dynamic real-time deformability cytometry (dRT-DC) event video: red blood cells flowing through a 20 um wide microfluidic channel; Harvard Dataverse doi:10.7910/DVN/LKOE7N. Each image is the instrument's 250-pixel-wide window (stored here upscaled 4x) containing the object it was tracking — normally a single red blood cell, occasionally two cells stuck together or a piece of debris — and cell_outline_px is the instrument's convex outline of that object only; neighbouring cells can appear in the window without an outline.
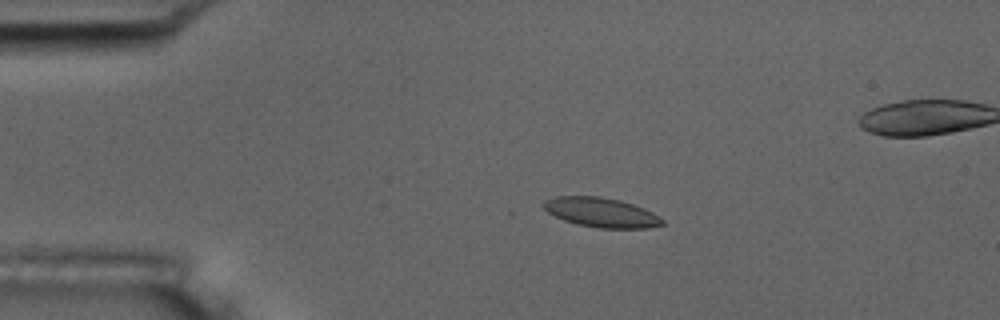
{"species": "common noctule bat (a hibernating species)", "species_latin": "Nyctalus noctula", "temperature_condition": "room temperature", "stored_images_in_passage": 5, "camera_frame_rate_fps": 3000, "um_per_image_px": 0.085, "animal": {"sex": "male", "body_mass_g": 17.5, "forearm_length_mm": 52.3}, "frame": {"image": 1, "passage_image": 3, "time_ms": 0.667, "image_size_px": [1000, 320], "cell_outline_px": [[664, 224], [648, 228], [600, 228], [576, 224], [564, 220], [548, 212], [540, 204], [544, 200], [556, 196], [600, 196], [620, 200], [644, 208], [652, 212], [664, 220]], "centroid_in_image_um": [51.08, 18.05], "position_along_channel_um": 33.9, "area_um2": 20.46}}